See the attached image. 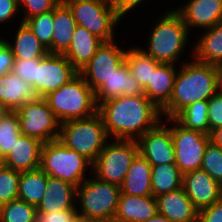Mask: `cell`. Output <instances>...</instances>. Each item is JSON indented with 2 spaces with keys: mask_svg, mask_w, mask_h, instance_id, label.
I'll return each mask as SVG.
<instances>
[{
  "mask_svg": "<svg viewBox=\"0 0 222 222\" xmlns=\"http://www.w3.org/2000/svg\"><path fill=\"white\" fill-rule=\"evenodd\" d=\"M98 113L111 139L138 140L162 120L161 110L144 94L105 100Z\"/></svg>",
  "mask_w": 222,
  "mask_h": 222,
  "instance_id": "6da1fadb",
  "label": "cell"
},
{
  "mask_svg": "<svg viewBox=\"0 0 222 222\" xmlns=\"http://www.w3.org/2000/svg\"><path fill=\"white\" fill-rule=\"evenodd\" d=\"M221 67L199 61L181 64L174 81L169 103L161 110L166 118H174L188 105L209 100L219 90Z\"/></svg>",
  "mask_w": 222,
  "mask_h": 222,
  "instance_id": "7a4b0ae2",
  "label": "cell"
},
{
  "mask_svg": "<svg viewBox=\"0 0 222 222\" xmlns=\"http://www.w3.org/2000/svg\"><path fill=\"white\" fill-rule=\"evenodd\" d=\"M189 30L176 10L165 11L150 32L145 54L160 63L176 64L189 41Z\"/></svg>",
  "mask_w": 222,
  "mask_h": 222,
  "instance_id": "3957f363",
  "label": "cell"
},
{
  "mask_svg": "<svg viewBox=\"0 0 222 222\" xmlns=\"http://www.w3.org/2000/svg\"><path fill=\"white\" fill-rule=\"evenodd\" d=\"M44 98L60 123L89 118L98 112L95 91L80 73Z\"/></svg>",
  "mask_w": 222,
  "mask_h": 222,
  "instance_id": "277c9868",
  "label": "cell"
},
{
  "mask_svg": "<svg viewBox=\"0 0 222 222\" xmlns=\"http://www.w3.org/2000/svg\"><path fill=\"white\" fill-rule=\"evenodd\" d=\"M59 140L67 148L75 150L93 164L109 137L102 116L97 112L89 118L61 123Z\"/></svg>",
  "mask_w": 222,
  "mask_h": 222,
  "instance_id": "5b68a950",
  "label": "cell"
},
{
  "mask_svg": "<svg viewBox=\"0 0 222 222\" xmlns=\"http://www.w3.org/2000/svg\"><path fill=\"white\" fill-rule=\"evenodd\" d=\"M92 163L75 150L67 148L59 139L42 146L40 169L48 176L59 178L78 187L84 180L85 170Z\"/></svg>",
  "mask_w": 222,
  "mask_h": 222,
  "instance_id": "8992f818",
  "label": "cell"
},
{
  "mask_svg": "<svg viewBox=\"0 0 222 222\" xmlns=\"http://www.w3.org/2000/svg\"><path fill=\"white\" fill-rule=\"evenodd\" d=\"M93 177L84 180L76 189V201L81 209V212L77 209V213L100 222H113L120 186Z\"/></svg>",
  "mask_w": 222,
  "mask_h": 222,
  "instance_id": "52a82bcc",
  "label": "cell"
},
{
  "mask_svg": "<svg viewBox=\"0 0 222 222\" xmlns=\"http://www.w3.org/2000/svg\"><path fill=\"white\" fill-rule=\"evenodd\" d=\"M71 10L77 25L83 26L103 42L114 40L120 17L110 0H62Z\"/></svg>",
  "mask_w": 222,
  "mask_h": 222,
  "instance_id": "ba28073f",
  "label": "cell"
},
{
  "mask_svg": "<svg viewBox=\"0 0 222 222\" xmlns=\"http://www.w3.org/2000/svg\"><path fill=\"white\" fill-rule=\"evenodd\" d=\"M138 153L137 140L113 139L111 142L110 138L90 171L101 181L121 186Z\"/></svg>",
  "mask_w": 222,
  "mask_h": 222,
  "instance_id": "9c48e42d",
  "label": "cell"
},
{
  "mask_svg": "<svg viewBox=\"0 0 222 222\" xmlns=\"http://www.w3.org/2000/svg\"><path fill=\"white\" fill-rule=\"evenodd\" d=\"M14 112L18 116L20 131L23 135L36 138L42 143L59 139L61 123L53 114L45 98L38 97L27 101Z\"/></svg>",
  "mask_w": 222,
  "mask_h": 222,
  "instance_id": "30bf717a",
  "label": "cell"
},
{
  "mask_svg": "<svg viewBox=\"0 0 222 222\" xmlns=\"http://www.w3.org/2000/svg\"><path fill=\"white\" fill-rule=\"evenodd\" d=\"M170 127L175 148V164L182 174L200 170L205 149L210 142V136L200 131L190 130L180 125L174 118H164Z\"/></svg>",
  "mask_w": 222,
  "mask_h": 222,
  "instance_id": "8fae6325",
  "label": "cell"
},
{
  "mask_svg": "<svg viewBox=\"0 0 222 222\" xmlns=\"http://www.w3.org/2000/svg\"><path fill=\"white\" fill-rule=\"evenodd\" d=\"M126 51V49L118 47L114 40L103 42L79 73L96 92L125 62Z\"/></svg>",
  "mask_w": 222,
  "mask_h": 222,
  "instance_id": "7c38bea8",
  "label": "cell"
},
{
  "mask_svg": "<svg viewBox=\"0 0 222 222\" xmlns=\"http://www.w3.org/2000/svg\"><path fill=\"white\" fill-rule=\"evenodd\" d=\"M79 71L63 54H48L37 65L33 88L38 97L44 98L73 79Z\"/></svg>",
  "mask_w": 222,
  "mask_h": 222,
  "instance_id": "4fadbf2b",
  "label": "cell"
},
{
  "mask_svg": "<svg viewBox=\"0 0 222 222\" xmlns=\"http://www.w3.org/2000/svg\"><path fill=\"white\" fill-rule=\"evenodd\" d=\"M161 120L138 140L139 153L151 164L175 163V148L171 130L166 121ZM167 125V126H166Z\"/></svg>",
  "mask_w": 222,
  "mask_h": 222,
  "instance_id": "5bb4252c",
  "label": "cell"
},
{
  "mask_svg": "<svg viewBox=\"0 0 222 222\" xmlns=\"http://www.w3.org/2000/svg\"><path fill=\"white\" fill-rule=\"evenodd\" d=\"M182 187L198 211L222 199V186L201 169L183 174Z\"/></svg>",
  "mask_w": 222,
  "mask_h": 222,
  "instance_id": "9a60e30c",
  "label": "cell"
},
{
  "mask_svg": "<svg viewBox=\"0 0 222 222\" xmlns=\"http://www.w3.org/2000/svg\"><path fill=\"white\" fill-rule=\"evenodd\" d=\"M43 144L36 138L21 134L1 163L19 172L36 170L40 168Z\"/></svg>",
  "mask_w": 222,
  "mask_h": 222,
  "instance_id": "2e32d148",
  "label": "cell"
},
{
  "mask_svg": "<svg viewBox=\"0 0 222 222\" xmlns=\"http://www.w3.org/2000/svg\"><path fill=\"white\" fill-rule=\"evenodd\" d=\"M174 10L182 16L188 30L194 26L206 30L222 21V0H189Z\"/></svg>",
  "mask_w": 222,
  "mask_h": 222,
  "instance_id": "e0dca14e",
  "label": "cell"
},
{
  "mask_svg": "<svg viewBox=\"0 0 222 222\" xmlns=\"http://www.w3.org/2000/svg\"><path fill=\"white\" fill-rule=\"evenodd\" d=\"M76 189L71 183L48 176L46 193L36 207L37 213L77 210Z\"/></svg>",
  "mask_w": 222,
  "mask_h": 222,
  "instance_id": "ac0fdd59",
  "label": "cell"
},
{
  "mask_svg": "<svg viewBox=\"0 0 222 222\" xmlns=\"http://www.w3.org/2000/svg\"><path fill=\"white\" fill-rule=\"evenodd\" d=\"M158 213L153 195L132 196L120 193L113 222H144Z\"/></svg>",
  "mask_w": 222,
  "mask_h": 222,
  "instance_id": "d6986e66",
  "label": "cell"
},
{
  "mask_svg": "<svg viewBox=\"0 0 222 222\" xmlns=\"http://www.w3.org/2000/svg\"><path fill=\"white\" fill-rule=\"evenodd\" d=\"M156 199L158 213L172 222H197L198 210L188 198L183 187L162 194Z\"/></svg>",
  "mask_w": 222,
  "mask_h": 222,
  "instance_id": "ffe728a7",
  "label": "cell"
},
{
  "mask_svg": "<svg viewBox=\"0 0 222 222\" xmlns=\"http://www.w3.org/2000/svg\"><path fill=\"white\" fill-rule=\"evenodd\" d=\"M143 89L139 82L130 73L129 67L124 62L110 78L95 92L97 105L101 102L123 95H142Z\"/></svg>",
  "mask_w": 222,
  "mask_h": 222,
  "instance_id": "44dd1931",
  "label": "cell"
},
{
  "mask_svg": "<svg viewBox=\"0 0 222 222\" xmlns=\"http://www.w3.org/2000/svg\"><path fill=\"white\" fill-rule=\"evenodd\" d=\"M176 66L160 63L150 76V80L143 88V94L162 110L170 101L176 77Z\"/></svg>",
  "mask_w": 222,
  "mask_h": 222,
  "instance_id": "7402d4cb",
  "label": "cell"
},
{
  "mask_svg": "<svg viewBox=\"0 0 222 222\" xmlns=\"http://www.w3.org/2000/svg\"><path fill=\"white\" fill-rule=\"evenodd\" d=\"M33 85L16 76L13 72L0 76V103L6 105L12 112L27 101L37 99Z\"/></svg>",
  "mask_w": 222,
  "mask_h": 222,
  "instance_id": "603a6c76",
  "label": "cell"
},
{
  "mask_svg": "<svg viewBox=\"0 0 222 222\" xmlns=\"http://www.w3.org/2000/svg\"><path fill=\"white\" fill-rule=\"evenodd\" d=\"M103 41L83 26L76 25L72 42L63 54L80 71L95 55Z\"/></svg>",
  "mask_w": 222,
  "mask_h": 222,
  "instance_id": "cb8c5ba5",
  "label": "cell"
},
{
  "mask_svg": "<svg viewBox=\"0 0 222 222\" xmlns=\"http://www.w3.org/2000/svg\"><path fill=\"white\" fill-rule=\"evenodd\" d=\"M152 165L138 153L120 186L121 193L132 196L153 195L151 187Z\"/></svg>",
  "mask_w": 222,
  "mask_h": 222,
  "instance_id": "d4e9b609",
  "label": "cell"
},
{
  "mask_svg": "<svg viewBox=\"0 0 222 222\" xmlns=\"http://www.w3.org/2000/svg\"><path fill=\"white\" fill-rule=\"evenodd\" d=\"M53 20L51 54H64L71 45L77 24L71 10L63 1L53 9Z\"/></svg>",
  "mask_w": 222,
  "mask_h": 222,
  "instance_id": "484cf974",
  "label": "cell"
},
{
  "mask_svg": "<svg viewBox=\"0 0 222 222\" xmlns=\"http://www.w3.org/2000/svg\"><path fill=\"white\" fill-rule=\"evenodd\" d=\"M204 32L192 49L194 60L222 67V21Z\"/></svg>",
  "mask_w": 222,
  "mask_h": 222,
  "instance_id": "4316f807",
  "label": "cell"
},
{
  "mask_svg": "<svg viewBox=\"0 0 222 222\" xmlns=\"http://www.w3.org/2000/svg\"><path fill=\"white\" fill-rule=\"evenodd\" d=\"M18 28L14 42L3 39L11 48L14 59L44 58L49 54L48 49L24 22H21Z\"/></svg>",
  "mask_w": 222,
  "mask_h": 222,
  "instance_id": "83f0119b",
  "label": "cell"
},
{
  "mask_svg": "<svg viewBox=\"0 0 222 222\" xmlns=\"http://www.w3.org/2000/svg\"><path fill=\"white\" fill-rule=\"evenodd\" d=\"M47 179L40 168L20 172L18 199L37 207L46 193Z\"/></svg>",
  "mask_w": 222,
  "mask_h": 222,
  "instance_id": "f1b7e54d",
  "label": "cell"
},
{
  "mask_svg": "<svg viewBox=\"0 0 222 222\" xmlns=\"http://www.w3.org/2000/svg\"><path fill=\"white\" fill-rule=\"evenodd\" d=\"M183 174L175 163L152 165L151 187L156 198L182 187Z\"/></svg>",
  "mask_w": 222,
  "mask_h": 222,
  "instance_id": "f546056e",
  "label": "cell"
},
{
  "mask_svg": "<svg viewBox=\"0 0 222 222\" xmlns=\"http://www.w3.org/2000/svg\"><path fill=\"white\" fill-rule=\"evenodd\" d=\"M174 119L184 128L210 135L208 100L196 101L188 105Z\"/></svg>",
  "mask_w": 222,
  "mask_h": 222,
  "instance_id": "4dcf8cb0",
  "label": "cell"
},
{
  "mask_svg": "<svg viewBox=\"0 0 222 222\" xmlns=\"http://www.w3.org/2000/svg\"><path fill=\"white\" fill-rule=\"evenodd\" d=\"M125 62L130 73L139 82L142 89L147 85L150 76L160 64L151 56L145 54L140 48H128L125 54Z\"/></svg>",
  "mask_w": 222,
  "mask_h": 222,
  "instance_id": "1f68e13d",
  "label": "cell"
},
{
  "mask_svg": "<svg viewBox=\"0 0 222 222\" xmlns=\"http://www.w3.org/2000/svg\"><path fill=\"white\" fill-rule=\"evenodd\" d=\"M36 206L19 199L0 206V222H35Z\"/></svg>",
  "mask_w": 222,
  "mask_h": 222,
  "instance_id": "d6a6232c",
  "label": "cell"
},
{
  "mask_svg": "<svg viewBox=\"0 0 222 222\" xmlns=\"http://www.w3.org/2000/svg\"><path fill=\"white\" fill-rule=\"evenodd\" d=\"M24 23L31 29L39 41L48 49L49 54H51V40L54 31L53 10L47 13L33 16L25 20Z\"/></svg>",
  "mask_w": 222,
  "mask_h": 222,
  "instance_id": "836d02e7",
  "label": "cell"
},
{
  "mask_svg": "<svg viewBox=\"0 0 222 222\" xmlns=\"http://www.w3.org/2000/svg\"><path fill=\"white\" fill-rule=\"evenodd\" d=\"M21 134L18 116L11 112L0 122V161L11 151Z\"/></svg>",
  "mask_w": 222,
  "mask_h": 222,
  "instance_id": "e575fe53",
  "label": "cell"
},
{
  "mask_svg": "<svg viewBox=\"0 0 222 222\" xmlns=\"http://www.w3.org/2000/svg\"><path fill=\"white\" fill-rule=\"evenodd\" d=\"M20 172L0 164V206L18 199Z\"/></svg>",
  "mask_w": 222,
  "mask_h": 222,
  "instance_id": "d590c367",
  "label": "cell"
},
{
  "mask_svg": "<svg viewBox=\"0 0 222 222\" xmlns=\"http://www.w3.org/2000/svg\"><path fill=\"white\" fill-rule=\"evenodd\" d=\"M201 170L207 172L222 186V147L208 143L202 161Z\"/></svg>",
  "mask_w": 222,
  "mask_h": 222,
  "instance_id": "8d00e7d4",
  "label": "cell"
},
{
  "mask_svg": "<svg viewBox=\"0 0 222 222\" xmlns=\"http://www.w3.org/2000/svg\"><path fill=\"white\" fill-rule=\"evenodd\" d=\"M61 1L62 0H18L19 9L25 15L21 22L33 16L52 11ZM20 6L26 11H23Z\"/></svg>",
  "mask_w": 222,
  "mask_h": 222,
  "instance_id": "74e56055",
  "label": "cell"
},
{
  "mask_svg": "<svg viewBox=\"0 0 222 222\" xmlns=\"http://www.w3.org/2000/svg\"><path fill=\"white\" fill-rule=\"evenodd\" d=\"M43 58L14 59L12 72L26 82L34 85L36 82L37 65Z\"/></svg>",
  "mask_w": 222,
  "mask_h": 222,
  "instance_id": "f35d334b",
  "label": "cell"
},
{
  "mask_svg": "<svg viewBox=\"0 0 222 222\" xmlns=\"http://www.w3.org/2000/svg\"><path fill=\"white\" fill-rule=\"evenodd\" d=\"M208 119L210 133L212 130L222 126V91L218 90L208 100Z\"/></svg>",
  "mask_w": 222,
  "mask_h": 222,
  "instance_id": "ab89813d",
  "label": "cell"
},
{
  "mask_svg": "<svg viewBox=\"0 0 222 222\" xmlns=\"http://www.w3.org/2000/svg\"><path fill=\"white\" fill-rule=\"evenodd\" d=\"M197 222H222V199L198 211Z\"/></svg>",
  "mask_w": 222,
  "mask_h": 222,
  "instance_id": "60d3db41",
  "label": "cell"
},
{
  "mask_svg": "<svg viewBox=\"0 0 222 222\" xmlns=\"http://www.w3.org/2000/svg\"><path fill=\"white\" fill-rule=\"evenodd\" d=\"M14 56L11 48L0 38V76L12 72Z\"/></svg>",
  "mask_w": 222,
  "mask_h": 222,
  "instance_id": "b9f144b4",
  "label": "cell"
},
{
  "mask_svg": "<svg viewBox=\"0 0 222 222\" xmlns=\"http://www.w3.org/2000/svg\"><path fill=\"white\" fill-rule=\"evenodd\" d=\"M77 210H63L58 212L37 213L35 222H70Z\"/></svg>",
  "mask_w": 222,
  "mask_h": 222,
  "instance_id": "7bdbcfd3",
  "label": "cell"
},
{
  "mask_svg": "<svg viewBox=\"0 0 222 222\" xmlns=\"http://www.w3.org/2000/svg\"><path fill=\"white\" fill-rule=\"evenodd\" d=\"M20 11L18 0H0V24L6 23Z\"/></svg>",
  "mask_w": 222,
  "mask_h": 222,
  "instance_id": "ee69618b",
  "label": "cell"
},
{
  "mask_svg": "<svg viewBox=\"0 0 222 222\" xmlns=\"http://www.w3.org/2000/svg\"><path fill=\"white\" fill-rule=\"evenodd\" d=\"M144 0H110L112 6L115 8L118 16L122 19L127 12L143 3Z\"/></svg>",
  "mask_w": 222,
  "mask_h": 222,
  "instance_id": "f6af8a7d",
  "label": "cell"
},
{
  "mask_svg": "<svg viewBox=\"0 0 222 222\" xmlns=\"http://www.w3.org/2000/svg\"><path fill=\"white\" fill-rule=\"evenodd\" d=\"M209 136L214 145L222 147V126L212 130Z\"/></svg>",
  "mask_w": 222,
  "mask_h": 222,
  "instance_id": "bcb514c9",
  "label": "cell"
},
{
  "mask_svg": "<svg viewBox=\"0 0 222 222\" xmlns=\"http://www.w3.org/2000/svg\"><path fill=\"white\" fill-rule=\"evenodd\" d=\"M70 222H100V221L76 213Z\"/></svg>",
  "mask_w": 222,
  "mask_h": 222,
  "instance_id": "7dc6e473",
  "label": "cell"
},
{
  "mask_svg": "<svg viewBox=\"0 0 222 222\" xmlns=\"http://www.w3.org/2000/svg\"><path fill=\"white\" fill-rule=\"evenodd\" d=\"M144 222H172V221L166 218L165 216H163L162 214L157 213L156 215L149 218L148 220H145Z\"/></svg>",
  "mask_w": 222,
  "mask_h": 222,
  "instance_id": "c3c4849f",
  "label": "cell"
},
{
  "mask_svg": "<svg viewBox=\"0 0 222 222\" xmlns=\"http://www.w3.org/2000/svg\"><path fill=\"white\" fill-rule=\"evenodd\" d=\"M12 111L4 104L0 103V122H2Z\"/></svg>",
  "mask_w": 222,
  "mask_h": 222,
  "instance_id": "681fc988",
  "label": "cell"
},
{
  "mask_svg": "<svg viewBox=\"0 0 222 222\" xmlns=\"http://www.w3.org/2000/svg\"><path fill=\"white\" fill-rule=\"evenodd\" d=\"M219 90L222 91V67L220 69V86H219Z\"/></svg>",
  "mask_w": 222,
  "mask_h": 222,
  "instance_id": "f907efd6",
  "label": "cell"
}]
</instances>
